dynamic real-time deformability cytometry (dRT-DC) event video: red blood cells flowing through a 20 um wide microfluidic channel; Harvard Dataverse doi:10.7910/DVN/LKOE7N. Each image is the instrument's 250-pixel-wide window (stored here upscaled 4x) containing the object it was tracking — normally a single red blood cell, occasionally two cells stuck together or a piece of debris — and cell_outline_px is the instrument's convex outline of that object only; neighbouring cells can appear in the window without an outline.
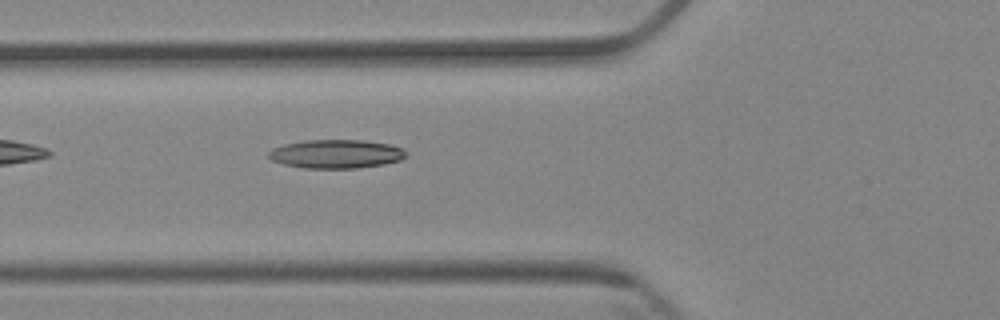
{"species": "Egyptian fruit bat (a non-hibernating species)", "species_latin": "Rousettus aegyptiacus", "temperature_condition": "cold", "stored_images_in_passage": 6, "camera_frame_rate_fps": 3000, "um_per_image_px": 0.085, "animal": {"sex": "female"}, "frame": {"image": 1, "passage_image": 6, "time_ms": 6.0, "image_size_px": [1000, 320], "cell_outline_px": [[408, 156], [400, 160], [384, 164], [356, 168], [304, 168], [284, 164], [272, 160], [268, 156], [268, 152], [272, 148], [284, 144], [304, 140], [364, 140], [388, 144], [404, 148], [408, 152]], "centroid_in_image_um": [28.6, 13.08], "position_along_channel_um": 97.2, "area_um2": 23.12}}